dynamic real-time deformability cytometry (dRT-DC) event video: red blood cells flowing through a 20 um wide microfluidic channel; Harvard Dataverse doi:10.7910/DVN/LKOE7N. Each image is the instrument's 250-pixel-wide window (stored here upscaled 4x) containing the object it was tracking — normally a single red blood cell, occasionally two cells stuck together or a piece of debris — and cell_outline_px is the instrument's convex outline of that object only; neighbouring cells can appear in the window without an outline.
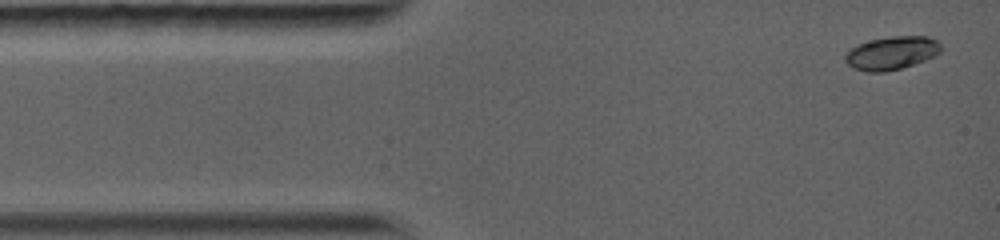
{"species": "common noctule bat (a hibernating species)", "species_latin": "Nyctalus noctula", "temperature_condition": "warm", "stored_images_in_passage": 29, "camera_frame_rate_fps": 5000, "um_per_image_px": 0.085, "animal": {"sex": "female", "body_mass_g": 19.0, "forearm_length_mm": 56.7}, "frame": {"image": 1, "passage_image": 1, "time_ms": 0.0, "image_size_px": [1000, 240], "cell_outline_px": [[940, 52], [936, 56], [900, 68], [884, 72], [868, 72], [852, 68], [844, 60], [844, 56], [852, 48], [860, 44], [872, 40], [892, 36], [928, 36], [936, 40], [940, 44]], "centroid_in_image_um": [75.79, 4.51], "position_along_channel_um": 9.2, "area_um2": 18.32}}
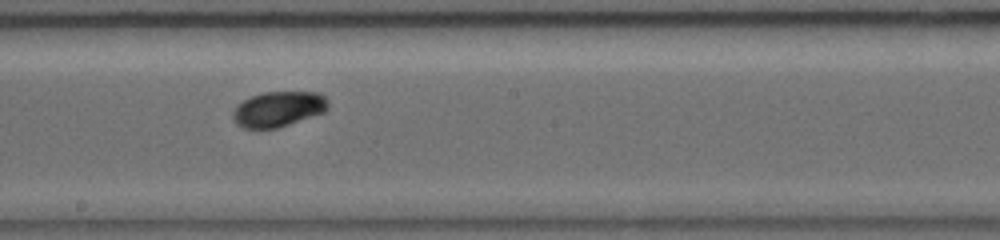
{"frame": {"image": 2, "passage_image": 17, "time_ms": 7.0, "image_size_px": [1000, 240], "cell_outline_px": [[328, 108], [324, 112], [276, 128], [244, 128], [236, 124], [232, 116], [232, 112], [236, 104], [252, 96], [264, 92], [320, 92], [328, 100]], "centroid_in_image_um": [23.64, 9.26], "position_along_channel_um": 224.6, "area_um2": 19.54}}
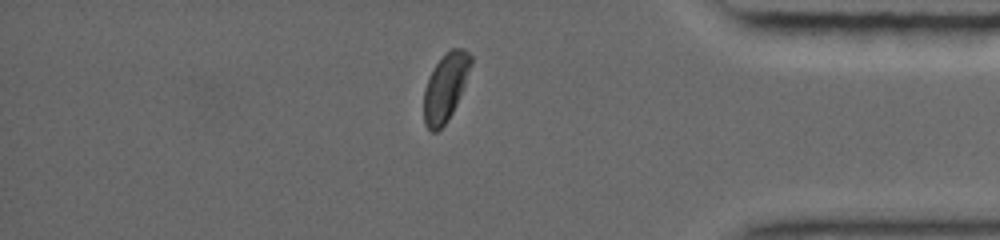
{"frame": {"image": 3, "passage_image": 25, "time_ms": 11.8, "image_size_px": [1000, 240], "cell_outline_px": [[472, 64], [456, 104], [452, 112], [444, 124], [436, 132], [432, 132], [424, 124], [424, 88], [428, 76], [436, 64], [452, 48], [464, 48], [472, 56]], "centroid_in_image_um": [37.85, 7.4], "position_along_channel_um": 397.4, "area_um2": 18.21}, "authors_computed_cell_mechanics": {"area_um2": 19.074, "velocity_mm_per_s": 4.0488, "shape_relaxation_time_tau1_ms": 5.0759, "shape_relaxation_time_tau2_ms": 3.5824, "deformation_change_tau1": 0.1313, "deformation_change_tau2": 0.0314}}